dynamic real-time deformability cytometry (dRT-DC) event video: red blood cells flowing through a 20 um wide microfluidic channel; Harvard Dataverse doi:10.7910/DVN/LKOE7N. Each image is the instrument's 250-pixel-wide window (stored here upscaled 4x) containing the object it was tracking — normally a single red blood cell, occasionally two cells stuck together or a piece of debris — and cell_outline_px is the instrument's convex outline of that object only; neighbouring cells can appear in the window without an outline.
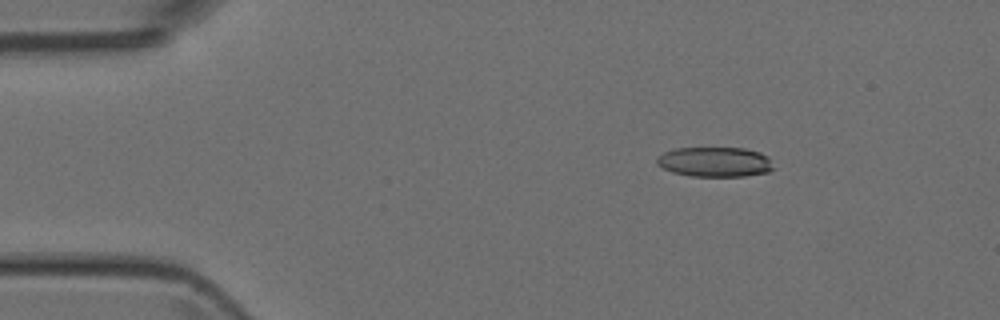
{"species": "Egyptian fruit bat (a non-hibernating species)", "species_latin": "Rousettus aegyptiacus", "temperature_condition": "room temperature", "stored_images_in_passage": 4, "camera_frame_rate_fps": 3000, "um_per_image_px": 0.085, "animal": {"sex": "female"}, "frame": {"image": 1, "passage_image": 2, "time_ms": 1.0, "image_size_px": [1000, 320], "cell_outline_px": [[776, 168], [768, 172], [744, 176], [692, 176], [672, 172], [656, 164], [656, 160], [664, 152], [676, 148], [744, 148], [760, 152], [768, 156]], "centroid_in_image_um": [60.81, 13.76], "position_along_channel_um": 24.2, "area_um2": 20.35}}
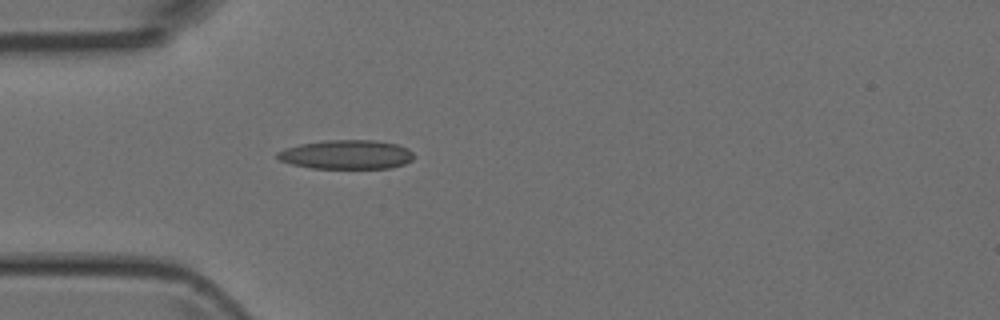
{"frame": {"image": 2, "passage_image": 4, "time_ms": 3.333, "image_size_px": [1000, 320], "cell_outline_px": [[412, 160], [404, 164], [392, 168], [312, 168], [292, 164], [280, 160], [276, 156], [276, 152], [284, 148], [300, 144], [324, 140], [376, 140], [396, 144], [408, 148], [412, 152]], "centroid_in_image_um": [29.44, 13.13], "position_along_channel_um": 55.6, "area_um2": 23.18}}